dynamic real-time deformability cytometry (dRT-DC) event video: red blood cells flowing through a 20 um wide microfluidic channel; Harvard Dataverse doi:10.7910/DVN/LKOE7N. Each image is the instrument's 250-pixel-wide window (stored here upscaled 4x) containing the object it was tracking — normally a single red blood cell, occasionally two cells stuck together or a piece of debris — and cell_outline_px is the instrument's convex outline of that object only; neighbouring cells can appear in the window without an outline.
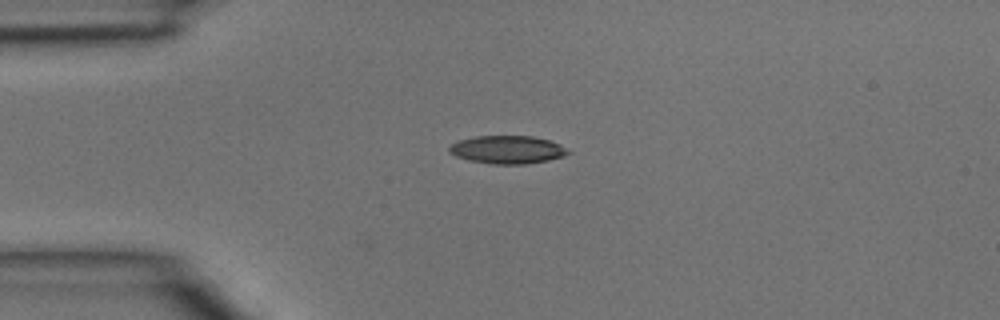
{"species": "common noctule bat (a hibernating species)", "species_latin": "Nyctalus noctula", "temperature_condition": "room temperature", "stored_images_in_passage": 4, "camera_frame_rate_fps": 3000, "um_per_image_px": 0.085, "animal": {"sex": "male", "body_mass_g": 15.6}, "frame": {"image": 1, "passage_image": 4, "time_ms": 1.0, "image_size_px": [1000, 320], "cell_outline_px": [[572, 152], [564, 156], [548, 160], [524, 164], [492, 164], [468, 160], [456, 156], [448, 152], [448, 148], [452, 144], [460, 140], [476, 136], [532, 136], [548, 140], [560, 144]], "centroid_in_image_um": [43.14, 12.72], "position_along_channel_um": 41.9, "area_um2": 19.36}}